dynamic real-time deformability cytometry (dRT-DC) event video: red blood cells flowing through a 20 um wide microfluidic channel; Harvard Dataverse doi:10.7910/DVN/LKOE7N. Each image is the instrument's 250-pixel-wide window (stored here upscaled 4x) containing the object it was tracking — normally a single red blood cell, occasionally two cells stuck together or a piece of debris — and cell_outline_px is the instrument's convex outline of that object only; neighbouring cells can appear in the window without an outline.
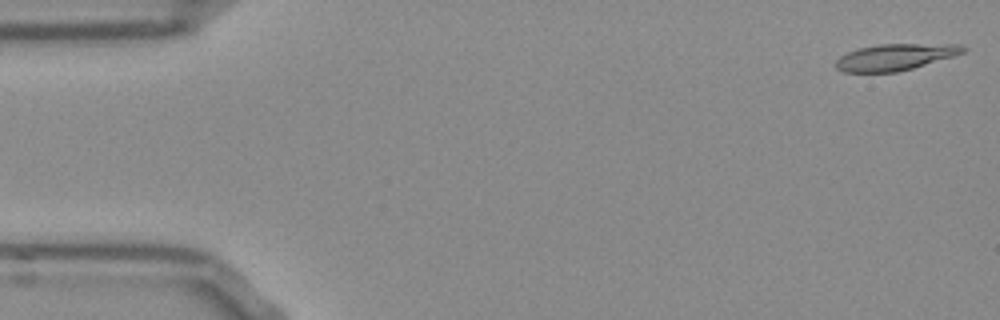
{"species": "Egyptian fruit bat (a non-hibernating species)", "species_latin": "Rousettus aegyptiacus", "temperature_condition": "room temperature", "stored_images_in_passage": 49, "camera_frame_rate_fps": 3000, "um_per_image_px": 0.085, "frame": {"image": 1, "passage_image": 1, "time_ms": 0.0, "image_size_px": [1000, 320], "cell_outline_px": [[968, 48], [964, 52], [952, 56], [912, 68], [896, 72], [844, 72], [836, 68], [836, 60], [840, 56], [856, 48], [880, 44], [964, 44]], "centroid_in_image_um": [76.09, 4.84], "position_along_channel_um": 8.9, "area_um2": 19.54}}
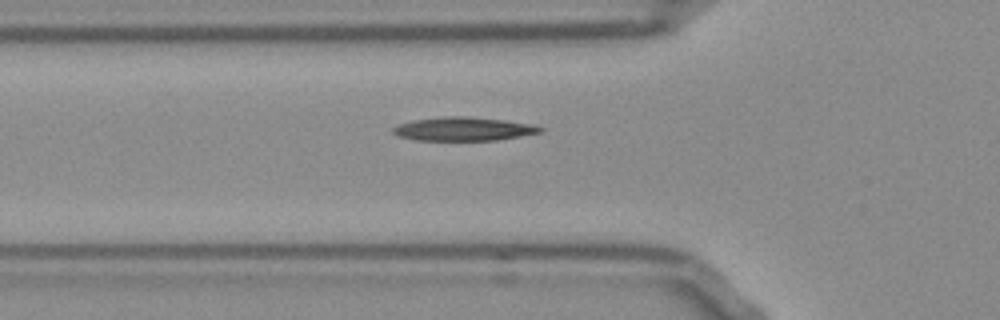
{"frame": {"image": 2, "passage_image": 17, "time_ms": 5.333, "image_size_px": [1000, 320], "cell_outline_px": [[544, 132], [496, 140], [416, 140], [400, 136], [392, 132], [392, 128], [396, 124], [412, 120], [444, 116], [464, 116], [504, 120], [532, 124], [544, 128]], "centroid_in_image_um": [39.39, 10.95], "position_along_channel_um": 86.4, "area_um2": 20.29}}
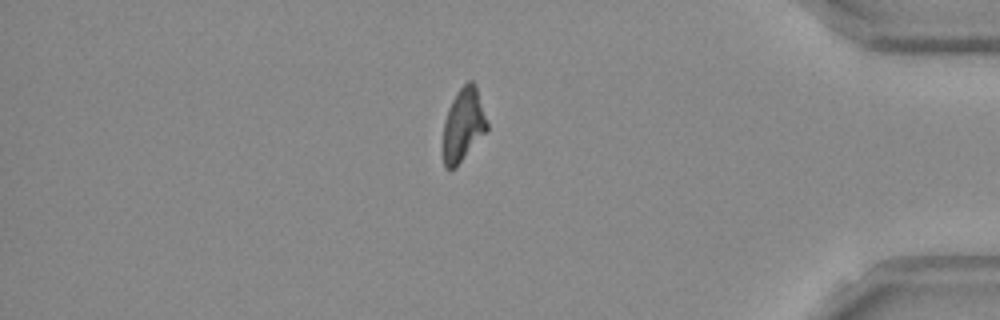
{"frame": {"image": 3, "passage_image": 44, "time_ms": 14.333, "image_size_px": [1000, 320], "cell_outline_px": [[488, 128], [456, 168], [444, 168], [444, 120], [448, 108], [456, 92], [468, 80], [472, 80], [476, 88], [488, 124]], "centroid_in_image_um": [39.36, 10.61], "position_along_channel_um": 395.8, "area_um2": 18.32}}